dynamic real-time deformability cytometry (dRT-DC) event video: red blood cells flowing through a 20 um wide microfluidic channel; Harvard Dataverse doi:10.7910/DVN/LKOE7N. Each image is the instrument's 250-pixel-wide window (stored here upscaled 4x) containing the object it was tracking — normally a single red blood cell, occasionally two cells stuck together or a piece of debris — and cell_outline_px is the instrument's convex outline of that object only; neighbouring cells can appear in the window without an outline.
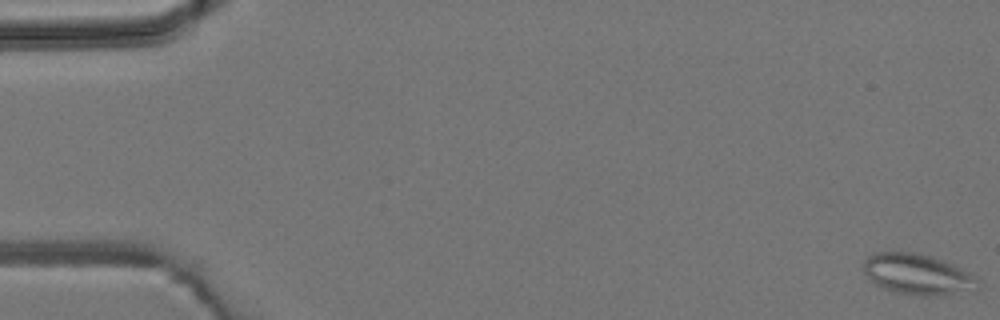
{"species": "common noctule bat (a hibernating species)", "species_latin": "Nyctalus noctula", "temperature_condition": "room temperature", "stored_images_in_passage": 5, "camera_frame_rate_fps": 3000, "um_per_image_px": 0.085, "animal": {"sex": "male", "body_mass_g": 19.2, "forearm_length_mm": 51.8}, "frame": {"image": 1, "passage_image": 1, "time_ms": 0.0, "image_size_px": [1000, 320], "cell_outline_px": [[980, 288], [940, 296], [924, 296], [900, 292], [876, 284], [864, 272], [864, 260], [872, 252], [912, 252], [932, 256], [944, 260], [968, 272], [980, 284]], "centroid_in_image_um": [78.0, 23.3], "position_along_channel_um": 7.0, "area_um2": 26.7}}